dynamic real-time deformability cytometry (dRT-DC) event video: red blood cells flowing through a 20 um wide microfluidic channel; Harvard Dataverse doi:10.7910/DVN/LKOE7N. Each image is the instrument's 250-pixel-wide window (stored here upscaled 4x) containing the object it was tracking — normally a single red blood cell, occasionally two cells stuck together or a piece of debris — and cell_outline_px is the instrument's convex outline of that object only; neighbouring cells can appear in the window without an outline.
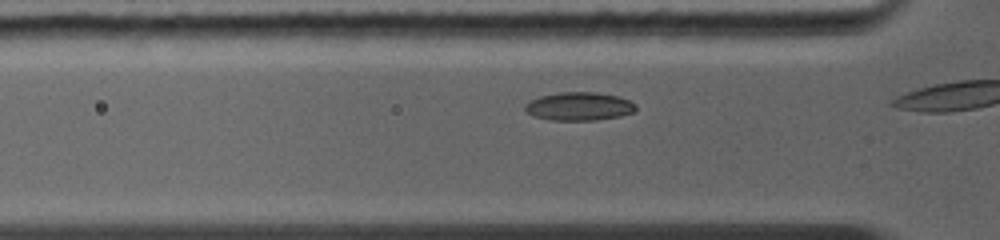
{"species": "common noctule bat (a hibernating species)", "species_latin": "Nyctalus noctula", "temperature_condition": "warm", "stored_images_in_passage": 4, "camera_frame_rate_fps": 5000, "um_per_image_px": 0.085, "animal": {"sex": "female", "body_mass_g": 19.0, "forearm_length_mm": 56.7}, "frame": {"image": 1, "passage_image": 3, "time_ms": 0.8, "image_size_px": [1000, 240], "cell_outline_px": [[636, 108], [632, 112], [620, 116], [596, 120], [552, 120], [532, 116], [524, 108], [524, 104], [540, 96], [560, 92], [596, 92], [616, 96], [628, 100], [636, 104]], "centroid_in_image_um": [49.2, 9.04], "position_along_channel_um": 76.6, "area_um2": 18.15}}